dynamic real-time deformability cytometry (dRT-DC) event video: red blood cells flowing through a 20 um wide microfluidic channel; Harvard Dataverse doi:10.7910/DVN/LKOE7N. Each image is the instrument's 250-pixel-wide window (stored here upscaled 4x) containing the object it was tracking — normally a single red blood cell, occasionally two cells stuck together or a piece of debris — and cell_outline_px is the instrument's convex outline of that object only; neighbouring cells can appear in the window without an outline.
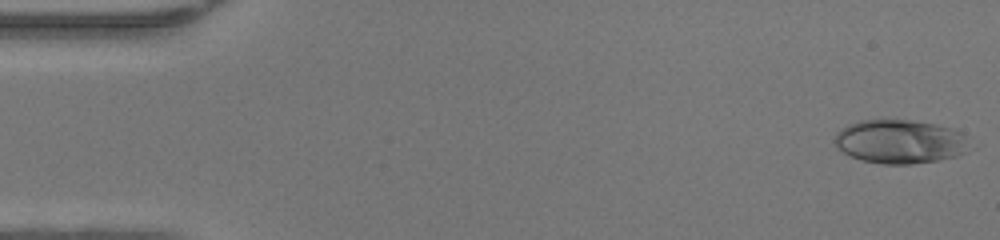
{"species": "human", "species_latin": "Homo sapiens", "temperature_condition": "warm", "stored_images_in_passage": 47, "camera_frame_rate_fps": 3000, "um_per_image_px": 0.085, "donor": {"sex": "female"}, "frame": {"image": 1, "passage_image": 1, "time_ms": 0.0, "image_size_px": [1000, 240], "cell_outline_px": [[976, 148], [956, 156], [940, 160], [912, 164], [880, 164], [860, 160], [844, 152], [832, 140], [836, 132], [840, 128], [848, 124], [860, 120], [912, 120], [936, 124], [952, 128], [960, 132]], "centroid_in_image_um": [76.54, 12.04], "position_along_channel_um": 8.5, "area_um2": 34.97}}
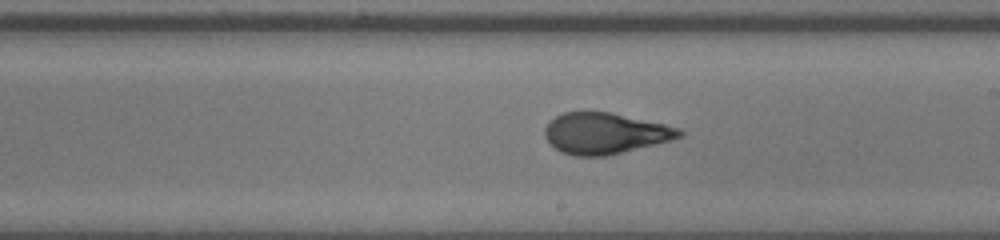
{"frame": {"image": 2, "passage_image": 27, "time_ms": 8.667, "image_size_px": [1000, 240], "cell_outline_px": [[684, 136], [604, 156], [576, 156], [560, 152], [544, 136], [544, 128], [556, 116], [564, 112], [608, 112], [664, 124], [680, 128], [684, 132]], "centroid_in_image_um": [51.4, 11.33], "position_along_channel_um": 237.6, "area_um2": 31.56}}
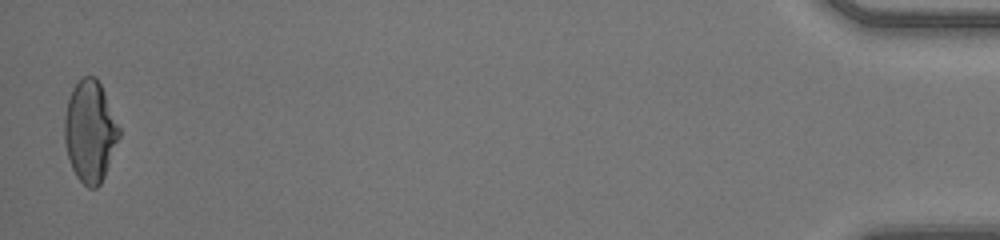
{"frame": {"image": 3, "passage_image": 47, "time_ms": 15.333, "image_size_px": [1000, 240], "cell_outline_px": [[120, 136], [104, 176], [100, 184], [96, 188], [88, 188], [76, 176], [72, 168], [68, 156], [64, 140], [64, 116], [68, 100], [72, 88], [84, 76], [96, 76], [100, 84], [120, 128]], "centroid_in_image_um": [7.64, 11.17], "position_along_channel_um": 427.6, "area_um2": 32.02}, "authors_computed_cell_mechanics": {"area_um2": 32.4258, "velocity_mm_per_s": 4.3404, "shape_relaxation_time_tau1_ms": 7.8602, "shape_relaxation_time_tau2_ms": null, "deformation_change_tau1": 0.2939, "deformation_change_tau2": null}}